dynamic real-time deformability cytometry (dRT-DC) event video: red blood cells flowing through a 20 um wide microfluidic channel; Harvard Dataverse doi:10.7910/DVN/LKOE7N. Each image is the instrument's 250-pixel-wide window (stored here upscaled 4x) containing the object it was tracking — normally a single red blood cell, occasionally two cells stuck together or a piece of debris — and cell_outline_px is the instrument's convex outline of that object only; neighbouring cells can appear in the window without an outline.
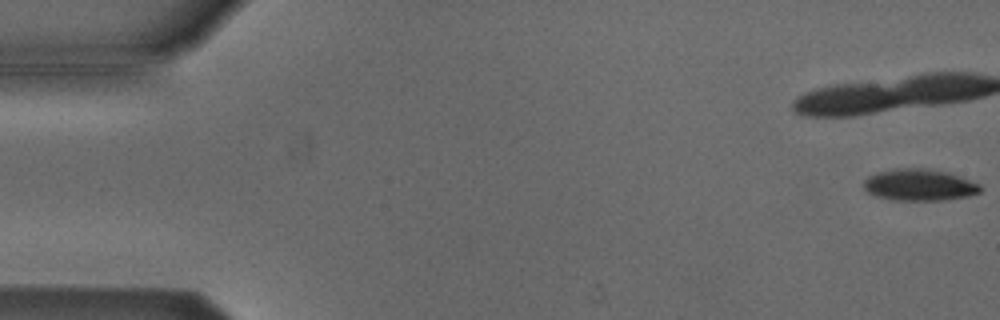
{"species": "Egyptian fruit bat (a non-hibernating species)", "species_latin": "Rousettus aegyptiacus", "temperature_condition": "cold", "stored_images_in_passage": 48, "camera_frame_rate_fps": 3000, "um_per_image_px": 0.085, "animal": {"sex": "male"}, "frame": {"image": 1, "passage_image": 1, "time_ms": 0.0, "image_size_px": [1000, 320], "cell_outline_px": [[980, 192], [968, 196], [940, 200], [896, 200], [876, 196], [868, 192], [864, 188], [864, 180], [868, 176], [880, 172], [900, 168], [924, 168], [948, 172], [980, 184]], "centroid_in_image_um": [78.15, 15.72], "position_along_channel_um": 6.9, "area_um2": 21.21}}